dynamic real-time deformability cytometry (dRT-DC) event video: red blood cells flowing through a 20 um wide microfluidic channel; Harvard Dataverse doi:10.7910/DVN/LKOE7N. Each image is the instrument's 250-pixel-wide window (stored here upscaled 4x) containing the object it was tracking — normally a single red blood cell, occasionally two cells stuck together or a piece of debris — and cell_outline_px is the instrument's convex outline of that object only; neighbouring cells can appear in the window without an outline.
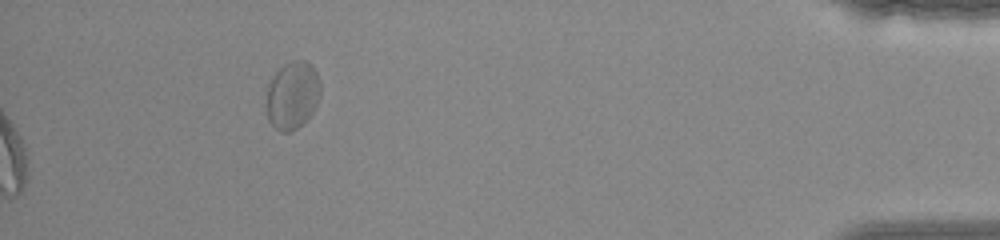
{"species": "common noctule bat (a hibernating species)", "species_latin": "Nyctalus noctula", "temperature_condition": "warm", "stored_images_in_passage": 40, "segment_of_instrument_passage": [2, 2], "camera_frame_rate_fps": 3000, "um_per_image_px": 0.085, "animal": {"sex": "female", "body_mass_g": 22.0, "forearm_length_mm": 56.7}, "frame": {"image": 1, "passage_image": 40, "time_ms": 13.0, "image_size_px": [1000, 240], "cell_outline_px": [[320, 96], [312, 112], [296, 128], [288, 132], [280, 132], [268, 120], [268, 84], [272, 76], [284, 64], [292, 60], [304, 60], [312, 64], [316, 72], [320, 84]], "centroid_in_image_um": [24.87, 8.06], "position_along_channel_um": 410.3, "area_um2": 20.98}}